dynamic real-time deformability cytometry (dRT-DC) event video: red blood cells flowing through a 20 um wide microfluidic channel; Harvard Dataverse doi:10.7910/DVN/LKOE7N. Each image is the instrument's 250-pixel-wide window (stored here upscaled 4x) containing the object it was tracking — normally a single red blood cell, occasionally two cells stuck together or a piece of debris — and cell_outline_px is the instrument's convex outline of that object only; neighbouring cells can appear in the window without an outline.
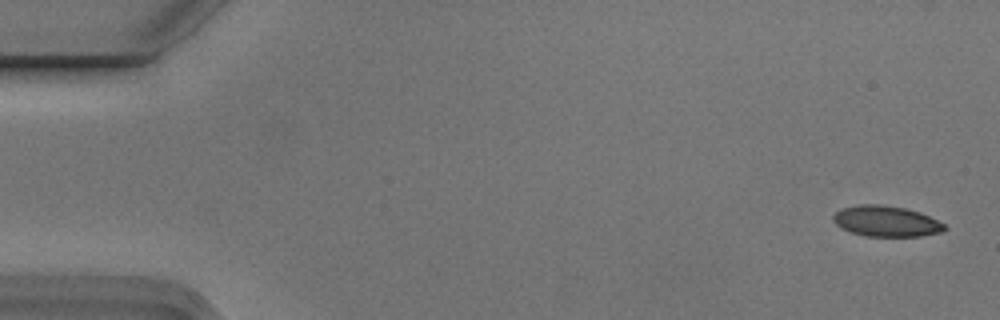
{"species": "Egyptian fruit bat (a non-hibernating species)", "species_latin": "Rousettus aegyptiacus", "temperature_condition": "cold", "stored_images_in_passage": 5, "camera_frame_rate_fps": 3000, "um_per_image_px": 0.085, "animal": {"sex": "male"}, "frame": {"image": 1, "passage_image": 1, "time_ms": 0.0, "image_size_px": [1000, 320], "cell_outline_px": [[948, 228], [940, 232], [920, 236], [864, 236], [852, 232], [836, 224], [832, 220], [832, 216], [836, 212], [844, 208], [860, 204], [880, 204], [904, 208], [928, 216], [944, 224]], "centroid_in_image_um": [75.31, 18.81], "position_along_channel_um": 9.7, "area_um2": 19.59}}
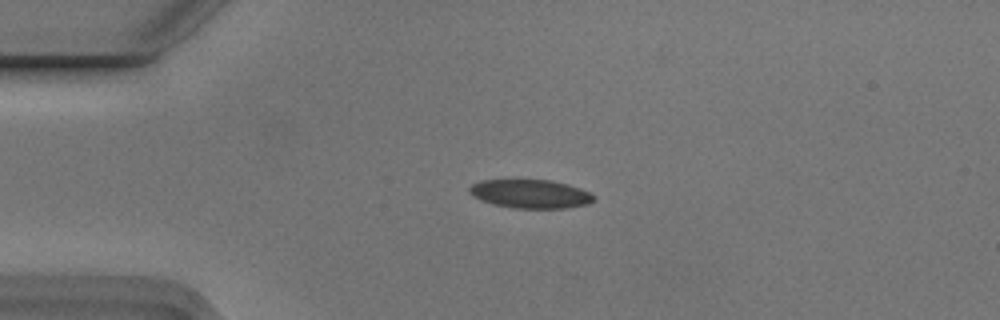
{"frame": {"image": 2, "passage_image": 4, "time_ms": 1.0, "image_size_px": [1000, 320], "cell_outline_px": [[596, 196], [588, 204], [568, 208], [512, 208], [492, 204], [480, 200], [472, 196], [468, 192], [468, 188], [472, 184], [484, 180], [548, 180], [568, 184], [592, 192]], "centroid_in_image_um": [45.09, 16.48], "position_along_channel_um": 39.9, "area_um2": 20.92}}